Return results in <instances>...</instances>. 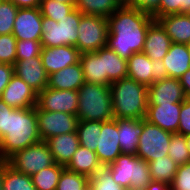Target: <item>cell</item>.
Returning a JSON list of instances; mask_svg holds the SVG:
<instances>
[{"label": "cell", "mask_w": 190, "mask_h": 190, "mask_svg": "<svg viewBox=\"0 0 190 190\" xmlns=\"http://www.w3.org/2000/svg\"><path fill=\"white\" fill-rule=\"evenodd\" d=\"M107 46L128 59L143 51L146 32L155 20L150 14L129 6H120L108 18Z\"/></svg>", "instance_id": "1"}, {"label": "cell", "mask_w": 190, "mask_h": 190, "mask_svg": "<svg viewBox=\"0 0 190 190\" xmlns=\"http://www.w3.org/2000/svg\"><path fill=\"white\" fill-rule=\"evenodd\" d=\"M41 141L36 106L8 113L6 135L0 140V160L7 161L17 151Z\"/></svg>", "instance_id": "2"}, {"label": "cell", "mask_w": 190, "mask_h": 190, "mask_svg": "<svg viewBox=\"0 0 190 190\" xmlns=\"http://www.w3.org/2000/svg\"><path fill=\"white\" fill-rule=\"evenodd\" d=\"M115 119H145L148 107V87L131 78H122L110 85Z\"/></svg>", "instance_id": "3"}, {"label": "cell", "mask_w": 190, "mask_h": 190, "mask_svg": "<svg viewBox=\"0 0 190 190\" xmlns=\"http://www.w3.org/2000/svg\"><path fill=\"white\" fill-rule=\"evenodd\" d=\"M78 120L108 121L114 118L110 87L84 83L78 89Z\"/></svg>", "instance_id": "4"}, {"label": "cell", "mask_w": 190, "mask_h": 190, "mask_svg": "<svg viewBox=\"0 0 190 190\" xmlns=\"http://www.w3.org/2000/svg\"><path fill=\"white\" fill-rule=\"evenodd\" d=\"M114 181L125 188L143 189L152 181L149 165L137 155L120 154L116 160L105 166Z\"/></svg>", "instance_id": "5"}, {"label": "cell", "mask_w": 190, "mask_h": 190, "mask_svg": "<svg viewBox=\"0 0 190 190\" xmlns=\"http://www.w3.org/2000/svg\"><path fill=\"white\" fill-rule=\"evenodd\" d=\"M83 14L73 9L68 15L58 22L42 17V47L76 46L78 27Z\"/></svg>", "instance_id": "6"}, {"label": "cell", "mask_w": 190, "mask_h": 190, "mask_svg": "<svg viewBox=\"0 0 190 190\" xmlns=\"http://www.w3.org/2000/svg\"><path fill=\"white\" fill-rule=\"evenodd\" d=\"M108 19L94 15H82L78 27L76 48L80 53L95 52L107 46Z\"/></svg>", "instance_id": "7"}, {"label": "cell", "mask_w": 190, "mask_h": 190, "mask_svg": "<svg viewBox=\"0 0 190 190\" xmlns=\"http://www.w3.org/2000/svg\"><path fill=\"white\" fill-rule=\"evenodd\" d=\"M17 172L32 176L55 162L46 141L41 140L27 148L17 151L8 160Z\"/></svg>", "instance_id": "8"}, {"label": "cell", "mask_w": 190, "mask_h": 190, "mask_svg": "<svg viewBox=\"0 0 190 190\" xmlns=\"http://www.w3.org/2000/svg\"><path fill=\"white\" fill-rule=\"evenodd\" d=\"M172 133L143 119V131L139 136L136 155L149 163L167 156Z\"/></svg>", "instance_id": "9"}, {"label": "cell", "mask_w": 190, "mask_h": 190, "mask_svg": "<svg viewBox=\"0 0 190 190\" xmlns=\"http://www.w3.org/2000/svg\"><path fill=\"white\" fill-rule=\"evenodd\" d=\"M127 77L148 87L168 75L163 60H151L145 53L139 52L127 59Z\"/></svg>", "instance_id": "10"}, {"label": "cell", "mask_w": 190, "mask_h": 190, "mask_svg": "<svg viewBox=\"0 0 190 190\" xmlns=\"http://www.w3.org/2000/svg\"><path fill=\"white\" fill-rule=\"evenodd\" d=\"M36 116L41 140L46 141L48 138L77 130L78 118L76 115L60 111H44L36 106Z\"/></svg>", "instance_id": "11"}, {"label": "cell", "mask_w": 190, "mask_h": 190, "mask_svg": "<svg viewBox=\"0 0 190 190\" xmlns=\"http://www.w3.org/2000/svg\"><path fill=\"white\" fill-rule=\"evenodd\" d=\"M78 103V91L68 89L55 90L46 87L38 93L36 106L44 111H60L76 115L78 112Z\"/></svg>", "instance_id": "12"}, {"label": "cell", "mask_w": 190, "mask_h": 190, "mask_svg": "<svg viewBox=\"0 0 190 190\" xmlns=\"http://www.w3.org/2000/svg\"><path fill=\"white\" fill-rule=\"evenodd\" d=\"M95 153L103 167L114 162L122 154L119 144L117 119L101 121V134Z\"/></svg>", "instance_id": "13"}, {"label": "cell", "mask_w": 190, "mask_h": 190, "mask_svg": "<svg viewBox=\"0 0 190 190\" xmlns=\"http://www.w3.org/2000/svg\"><path fill=\"white\" fill-rule=\"evenodd\" d=\"M42 17L39 7L18 8L12 34L17 40H41Z\"/></svg>", "instance_id": "14"}, {"label": "cell", "mask_w": 190, "mask_h": 190, "mask_svg": "<svg viewBox=\"0 0 190 190\" xmlns=\"http://www.w3.org/2000/svg\"><path fill=\"white\" fill-rule=\"evenodd\" d=\"M38 93L14 74L4 88L1 99L14 109L31 108L37 105Z\"/></svg>", "instance_id": "15"}, {"label": "cell", "mask_w": 190, "mask_h": 190, "mask_svg": "<svg viewBox=\"0 0 190 190\" xmlns=\"http://www.w3.org/2000/svg\"><path fill=\"white\" fill-rule=\"evenodd\" d=\"M80 54L75 46L42 47L40 58L47 75H50L78 63Z\"/></svg>", "instance_id": "16"}, {"label": "cell", "mask_w": 190, "mask_h": 190, "mask_svg": "<svg viewBox=\"0 0 190 190\" xmlns=\"http://www.w3.org/2000/svg\"><path fill=\"white\" fill-rule=\"evenodd\" d=\"M185 99L179 79L167 77L148 86V105L182 103Z\"/></svg>", "instance_id": "17"}, {"label": "cell", "mask_w": 190, "mask_h": 190, "mask_svg": "<svg viewBox=\"0 0 190 190\" xmlns=\"http://www.w3.org/2000/svg\"><path fill=\"white\" fill-rule=\"evenodd\" d=\"M14 74L20 77L37 93L47 87L48 75L43 67L40 56L16 61Z\"/></svg>", "instance_id": "18"}, {"label": "cell", "mask_w": 190, "mask_h": 190, "mask_svg": "<svg viewBox=\"0 0 190 190\" xmlns=\"http://www.w3.org/2000/svg\"><path fill=\"white\" fill-rule=\"evenodd\" d=\"M181 103L148 105L145 120L170 133H177Z\"/></svg>", "instance_id": "19"}, {"label": "cell", "mask_w": 190, "mask_h": 190, "mask_svg": "<svg viewBox=\"0 0 190 190\" xmlns=\"http://www.w3.org/2000/svg\"><path fill=\"white\" fill-rule=\"evenodd\" d=\"M171 43L170 37L161 24L154 20L147 29L142 52L151 60H163V57L169 51Z\"/></svg>", "instance_id": "20"}, {"label": "cell", "mask_w": 190, "mask_h": 190, "mask_svg": "<svg viewBox=\"0 0 190 190\" xmlns=\"http://www.w3.org/2000/svg\"><path fill=\"white\" fill-rule=\"evenodd\" d=\"M55 163L66 167L79 147L77 131L61 134L46 140Z\"/></svg>", "instance_id": "21"}, {"label": "cell", "mask_w": 190, "mask_h": 190, "mask_svg": "<svg viewBox=\"0 0 190 190\" xmlns=\"http://www.w3.org/2000/svg\"><path fill=\"white\" fill-rule=\"evenodd\" d=\"M117 126L122 154L136 155L139 136L143 131V119L118 118Z\"/></svg>", "instance_id": "22"}, {"label": "cell", "mask_w": 190, "mask_h": 190, "mask_svg": "<svg viewBox=\"0 0 190 190\" xmlns=\"http://www.w3.org/2000/svg\"><path fill=\"white\" fill-rule=\"evenodd\" d=\"M85 83L80 61L48 75L47 87L55 90H75Z\"/></svg>", "instance_id": "23"}, {"label": "cell", "mask_w": 190, "mask_h": 190, "mask_svg": "<svg viewBox=\"0 0 190 190\" xmlns=\"http://www.w3.org/2000/svg\"><path fill=\"white\" fill-rule=\"evenodd\" d=\"M172 43L187 44L190 41V19L187 14H170L157 19Z\"/></svg>", "instance_id": "24"}, {"label": "cell", "mask_w": 190, "mask_h": 190, "mask_svg": "<svg viewBox=\"0 0 190 190\" xmlns=\"http://www.w3.org/2000/svg\"><path fill=\"white\" fill-rule=\"evenodd\" d=\"M163 63L168 77L179 79L190 68L186 44L171 43L168 53L163 57Z\"/></svg>", "instance_id": "25"}, {"label": "cell", "mask_w": 190, "mask_h": 190, "mask_svg": "<svg viewBox=\"0 0 190 190\" xmlns=\"http://www.w3.org/2000/svg\"><path fill=\"white\" fill-rule=\"evenodd\" d=\"M103 58L104 85L127 77V59L120 57L108 46L96 51Z\"/></svg>", "instance_id": "26"}, {"label": "cell", "mask_w": 190, "mask_h": 190, "mask_svg": "<svg viewBox=\"0 0 190 190\" xmlns=\"http://www.w3.org/2000/svg\"><path fill=\"white\" fill-rule=\"evenodd\" d=\"M102 167L95 152L79 145L71 161L65 168L71 172H76L90 178Z\"/></svg>", "instance_id": "27"}, {"label": "cell", "mask_w": 190, "mask_h": 190, "mask_svg": "<svg viewBox=\"0 0 190 190\" xmlns=\"http://www.w3.org/2000/svg\"><path fill=\"white\" fill-rule=\"evenodd\" d=\"M80 63L86 83L104 85L103 58L96 51L81 53Z\"/></svg>", "instance_id": "28"}, {"label": "cell", "mask_w": 190, "mask_h": 190, "mask_svg": "<svg viewBox=\"0 0 190 190\" xmlns=\"http://www.w3.org/2000/svg\"><path fill=\"white\" fill-rule=\"evenodd\" d=\"M148 165L151 180L166 184L172 183L179 166L168 155L150 161Z\"/></svg>", "instance_id": "29"}, {"label": "cell", "mask_w": 190, "mask_h": 190, "mask_svg": "<svg viewBox=\"0 0 190 190\" xmlns=\"http://www.w3.org/2000/svg\"><path fill=\"white\" fill-rule=\"evenodd\" d=\"M119 7L116 0H77L75 9L84 15L108 18Z\"/></svg>", "instance_id": "30"}, {"label": "cell", "mask_w": 190, "mask_h": 190, "mask_svg": "<svg viewBox=\"0 0 190 190\" xmlns=\"http://www.w3.org/2000/svg\"><path fill=\"white\" fill-rule=\"evenodd\" d=\"M76 131L80 146L95 152L101 134V121L78 120Z\"/></svg>", "instance_id": "31"}, {"label": "cell", "mask_w": 190, "mask_h": 190, "mask_svg": "<svg viewBox=\"0 0 190 190\" xmlns=\"http://www.w3.org/2000/svg\"><path fill=\"white\" fill-rule=\"evenodd\" d=\"M3 190H37L31 176L17 172L7 161H4Z\"/></svg>", "instance_id": "32"}, {"label": "cell", "mask_w": 190, "mask_h": 190, "mask_svg": "<svg viewBox=\"0 0 190 190\" xmlns=\"http://www.w3.org/2000/svg\"><path fill=\"white\" fill-rule=\"evenodd\" d=\"M64 166L54 163L48 168L42 169L31 176L37 190H56L57 184Z\"/></svg>", "instance_id": "33"}, {"label": "cell", "mask_w": 190, "mask_h": 190, "mask_svg": "<svg viewBox=\"0 0 190 190\" xmlns=\"http://www.w3.org/2000/svg\"><path fill=\"white\" fill-rule=\"evenodd\" d=\"M168 156L178 165L190 162V152L187 148L185 136L173 133L170 139Z\"/></svg>", "instance_id": "34"}, {"label": "cell", "mask_w": 190, "mask_h": 190, "mask_svg": "<svg viewBox=\"0 0 190 190\" xmlns=\"http://www.w3.org/2000/svg\"><path fill=\"white\" fill-rule=\"evenodd\" d=\"M89 181V177L65 168L60 175L56 190H84L89 186Z\"/></svg>", "instance_id": "35"}, {"label": "cell", "mask_w": 190, "mask_h": 190, "mask_svg": "<svg viewBox=\"0 0 190 190\" xmlns=\"http://www.w3.org/2000/svg\"><path fill=\"white\" fill-rule=\"evenodd\" d=\"M39 8L43 17L50 18L56 22L64 18L74 9L71 4L55 0H41Z\"/></svg>", "instance_id": "36"}, {"label": "cell", "mask_w": 190, "mask_h": 190, "mask_svg": "<svg viewBox=\"0 0 190 190\" xmlns=\"http://www.w3.org/2000/svg\"><path fill=\"white\" fill-rule=\"evenodd\" d=\"M18 7L8 0L0 1V35L12 34Z\"/></svg>", "instance_id": "37"}, {"label": "cell", "mask_w": 190, "mask_h": 190, "mask_svg": "<svg viewBox=\"0 0 190 190\" xmlns=\"http://www.w3.org/2000/svg\"><path fill=\"white\" fill-rule=\"evenodd\" d=\"M89 186L92 190H124L122 186L114 181L106 167H102L90 177Z\"/></svg>", "instance_id": "38"}, {"label": "cell", "mask_w": 190, "mask_h": 190, "mask_svg": "<svg viewBox=\"0 0 190 190\" xmlns=\"http://www.w3.org/2000/svg\"><path fill=\"white\" fill-rule=\"evenodd\" d=\"M17 39L13 34L0 35V63L15 65Z\"/></svg>", "instance_id": "39"}, {"label": "cell", "mask_w": 190, "mask_h": 190, "mask_svg": "<svg viewBox=\"0 0 190 190\" xmlns=\"http://www.w3.org/2000/svg\"><path fill=\"white\" fill-rule=\"evenodd\" d=\"M42 45L40 40H17L16 61L41 55Z\"/></svg>", "instance_id": "40"}, {"label": "cell", "mask_w": 190, "mask_h": 190, "mask_svg": "<svg viewBox=\"0 0 190 190\" xmlns=\"http://www.w3.org/2000/svg\"><path fill=\"white\" fill-rule=\"evenodd\" d=\"M190 11V0H161L160 17Z\"/></svg>", "instance_id": "41"}, {"label": "cell", "mask_w": 190, "mask_h": 190, "mask_svg": "<svg viewBox=\"0 0 190 190\" xmlns=\"http://www.w3.org/2000/svg\"><path fill=\"white\" fill-rule=\"evenodd\" d=\"M171 186L173 190H190V162L178 166Z\"/></svg>", "instance_id": "42"}, {"label": "cell", "mask_w": 190, "mask_h": 190, "mask_svg": "<svg viewBox=\"0 0 190 190\" xmlns=\"http://www.w3.org/2000/svg\"><path fill=\"white\" fill-rule=\"evenodd\" d=\"M161 0H131V7L150 14L155 20L160 18Z\"/></svg>", "instance_id": "43"}, {"label": "cell", "mask_w": 190, "mask_h": 190, "mask_svg": "<svg viewBox=\"0 0 190 190\" xmlns=\"http://www.w3.org/2000/svg\"><path fill=\"white\" fill-rule=\"evenodd\" d=\"M177 133L183 136L190 134V99H185L181 103Z\"/></svg>", "instance_id": "44"}, {"label": "cell", "mask_w": 190, "mask_h": 190, "mask_svg": "<svg viewBox=\"0 0 190 190\" xmlns=\"http://www.w3.org/2000/svg\"><path fill=\"white\" fill-rule=\"evenodd\" d=\"M14 75V66L0 63V98L4 88L9 84Z\"/></svg>", "instance_id": "45"}, {"label": "cell", "mask_w": 190, "mask_h": 190, "mask_svg": "<svg viewBox=\"0 0 190 190\" xmlns=\"http://www.w3.org/2000/svg\"><path fill=\"white\" fill-rule=\"evenodd\" d=\"M13 109L0 98V140L6 135L8 113Z\"/></svg>", "instance_id": "46"}, {"label": "cell", "mask_w": 190, "mask_h": 190, "mask_svg": "<svg viewBox=\"0 0 190 190\" xmlns=\"http://www.w3.org/2000/svg\"><path fill=\"white\" fill-rule=\"evenodd\" d=\"M186 99H190V68L179 78Z\"/></svg>", "instance_id": "47"}, {"label": "cell", "mask_w": 190, "mask_h": 190, "mask_svg": "<svg viewBox=\"0 0 190 190\" xmlns=\"http://www.w3.org/2000/svg\"><path fill=\"white\" fill-rule=\"evenodd\" d=\"M18 8H35L40 6V0H8Z\"/></svg>", "instance_id": "48"}, {"label": "cell", "mask_w": 190, "mask_h": 190, "mask_svg": "<svg viewBox=\"0 0 190 190\" xmlns=\"http://www.w3.org/2000/svg\"><path fill=\"white\" fill-rule=\"evenodd\" d=\"M145 190H173L171 184H166L158 181H151Z\"/></svg>", "instance_id": "49"}, {"label": "cell", "mask_w": 190, "mask_h": 190, "mask_svg": "<svg viewBox=\"0 0 190 190\" xmlns=\"http://www.w3.org/2000/svg\"><path fill=\"white\" fill-rule=\"evenodd\" d=\"M3 169H4V161L0 160V190H3Z\"/></svg>", "instance_id": "50"}, {"label": "cell", "mask_w": 190, "mask_h": 190, "mask_svg": "<svg viewBox=\"0 0 190 190\" xmlns=\"http://www.w3.org/2000/svg\"><path fill=\"white\" fill-rule=\"evenodd\" d=\"M120 6L131 7V0H116Z\"/></svg>", "instance_id": "51"}, {"label": "cell", "mask_w": 190, "mask_h": 190, "mask_svg": "<svg viewBox=\"0 0 190 190\" xmlns=\"http://www.w3.org/2000/svg\"><path fill=\"white\" fill-rule=\"evenodd\" d=\"M55 1L71 4L74 8H75L76 2H77V0H55Z\"/></svg>", "instance_id": "52"}, {"label": "cell", "mask_w": 190, "mask_h": 190, "mask_svg": "<svg viewBox=\"0 0 190 190\" xmlns=\"http://www.w3.org/2000/svg\"><path fill=\"white\" fill-rule=\"evenodd\" d=\"M185 140H186L187 148L189 149V152H190V134L185 136Z\"/></svg>", "instance_id": "53"}, {"label": "cell", "mask_w": 190, "mask_h": 190, "mask_svg": "<svg viewBox=\"0 0 190 190\" xmlns=\"http://www.w3.org/2000/svg\"><path fill=\"white\" fill-rule=\"evenodd\" d=\"M188 51H189V57H190V41L186 44Z\"/></svg>", "instance_id": "54"}, {"label": "cell", "mask_w": 190, "mask_h": 190, "mask_svg": "<svg viewBox=\"0 0 190 190\" xmlns=\"http://www.w3.org/2000/svg\"><path fill=\"white\" fill-rule=\"evenodd\" d=\"M124 190H143V189H134V188H125Z\"/></svg>", "instance_id": "55"}, {"label": "cell", "mask_w": 190, "mask_h": 190, "mask_svg": "<svg viewBox=\"0 0 190 190\" xmlns=\"http://www.w3.org/2000/svg\"><path fill=\"white\" fill-rule=\"evenodd\" d=\"M188 18L190 19V11L186 13Z\"/></svg>", "instance_id": "56"}, {"label": "cell", "mask_w": 190, "mask_h": 190, "mask_svg": "<svg viewBox=\"0 0 190 190\" xmlns=\"http://www.w3.org/2000/svg\"><path fill=\"white\" fill-rule=\"evenodd\" d=\"M84 190H92V189H91V187H90V186H88V187H87L86 189H84Z\"/></svg>", "instance_id": "57"}]
</instances>
